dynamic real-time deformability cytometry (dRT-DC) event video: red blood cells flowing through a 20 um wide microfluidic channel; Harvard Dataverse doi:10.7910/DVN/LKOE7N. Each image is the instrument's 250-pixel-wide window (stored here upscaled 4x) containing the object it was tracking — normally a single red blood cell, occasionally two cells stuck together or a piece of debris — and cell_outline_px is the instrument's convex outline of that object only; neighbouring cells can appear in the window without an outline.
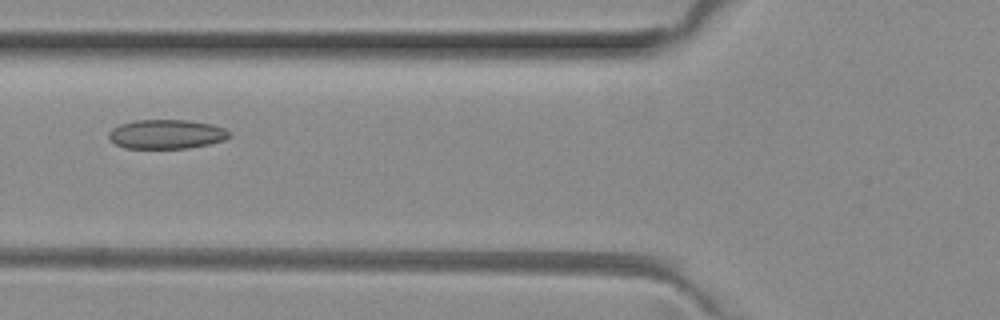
{"species": "common noctule bat (a hibernating species)", "species_latin": "Nyctalus noctula", "temperature_condition": "room temperature", "stored_images_in_passage": 6, "camera_frame_rate_fps": 3000, "um_per_image_px": 0.085, "animal": {"sex": "female", "body_mass_g": 29.2, "forearm_length_mm": 56.3}, "frame": {"image": 1, "passage_image": 5, "time_ms": 1.333, "image_size_px": [1000, 320], "cell_outline_px": [[232, 136], [224, 140], [208, 144], [188, 148], [124, 148], [116, 144], [108, 136], [108, 132], [112, 128], [120, 124], [136, 120], [184, 120], [212, 124], [224, 128], [232, 132]], "centroid_in_image_um": [14.17, 11.4], "position_along_channel_um": 111.6, "area_um2": 20.58}}
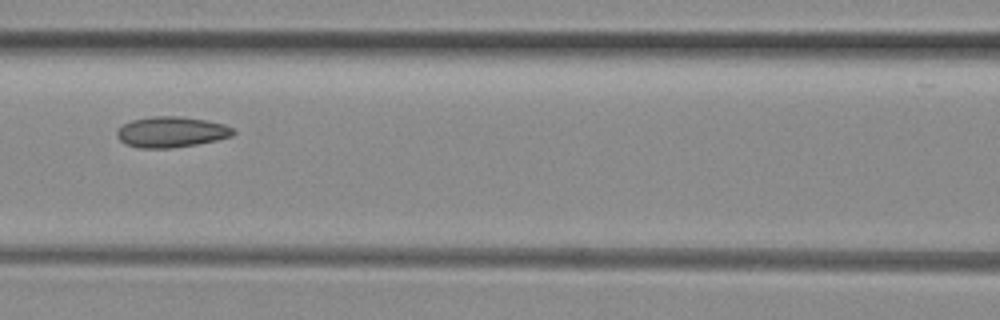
{"frame": {"image": 2, "passage_image": 6, "time_ms": 1.667, "image_size_px": [1000, 320], "cell_outline_px": [[236, 132], [232, 136], [216, 140], [196, 144], [172, 148], [140, 148], [124, 144], [116, 136], [116, 132], [124, 124], [132, 120], [152, 116], [180, 116], [204, 120], [224, 124], [232, 128]], "centroid_in_image_um": [14.54, 11.22], "position_along_channel_um": 152.1, "area_um2": 20.75}}